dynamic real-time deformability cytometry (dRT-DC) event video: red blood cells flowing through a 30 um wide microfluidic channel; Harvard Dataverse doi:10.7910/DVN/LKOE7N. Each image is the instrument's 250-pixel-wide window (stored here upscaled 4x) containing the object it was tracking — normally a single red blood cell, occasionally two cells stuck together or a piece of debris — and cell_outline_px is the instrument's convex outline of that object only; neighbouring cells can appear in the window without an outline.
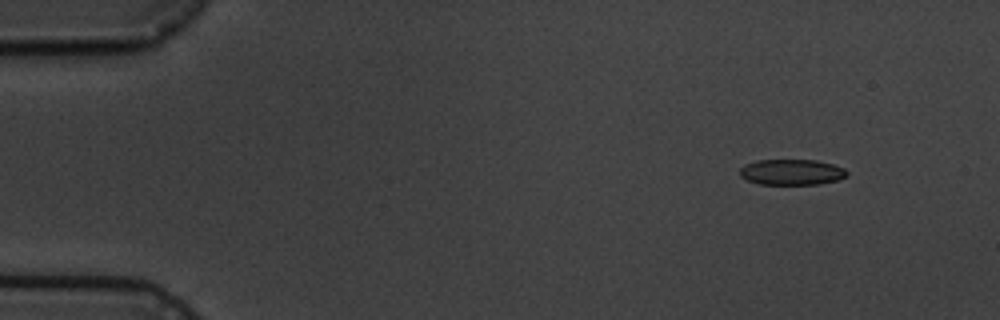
{"species": "common noctule bat (a hibernating species)", "species_latin": "Nyctalus noctula", "temperature_condition": "cold", "stored_images_in_passage": 4, "camera_frame_rate_fps": 3000, "um_per_image_px": 0.085, "animal": {"sex": "male", "body_mass_g": 19.5, "forearm_length_mm": 54.6}, "frame": {"image": 1, "passage_image": 1, "time_ms": 0.0, "image_size_px": [1000, 320], "cell_outline_px": [[848, 176], [836, 180], [820, 184], [760, 184], [748, 180], [740, 176], [740, 168], [744, 164], [756, 160], [816, 160], [832, 164], [844, 168], [848, 172]], "centroid_in_image_um": [67.29, 14.62], "position_along_channel_um": 17.7, "area_um2": 16.07}}
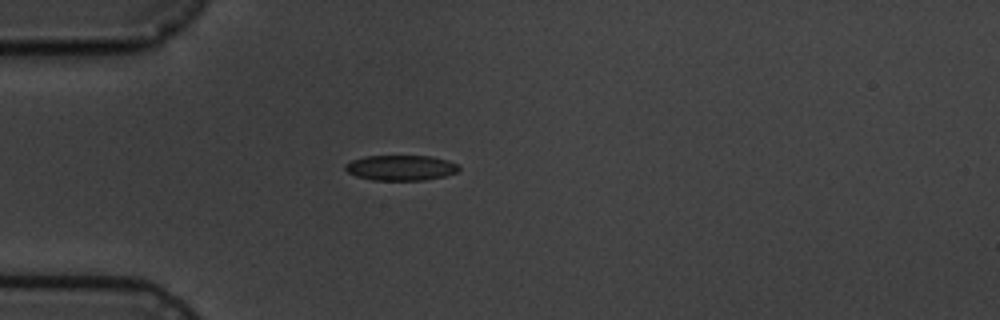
{"frame": {"image": 2, "passage_image": 4, "time_ms": 3.333, "image_size_px": [1000, 320], "cell_outline_px": [[460, 168], [456, 172], [444, 176], [424, 180], [372, 180], [356, 176], [348, 172], [344, 168], [344, 164], [352, 160], [364, 156], [432, 156], [448, 160], [456, 164]], "centroid_in_image_um": [34.04, 14.26], "position_along_channel_um": 51.0, "area_um2": 16.76}}